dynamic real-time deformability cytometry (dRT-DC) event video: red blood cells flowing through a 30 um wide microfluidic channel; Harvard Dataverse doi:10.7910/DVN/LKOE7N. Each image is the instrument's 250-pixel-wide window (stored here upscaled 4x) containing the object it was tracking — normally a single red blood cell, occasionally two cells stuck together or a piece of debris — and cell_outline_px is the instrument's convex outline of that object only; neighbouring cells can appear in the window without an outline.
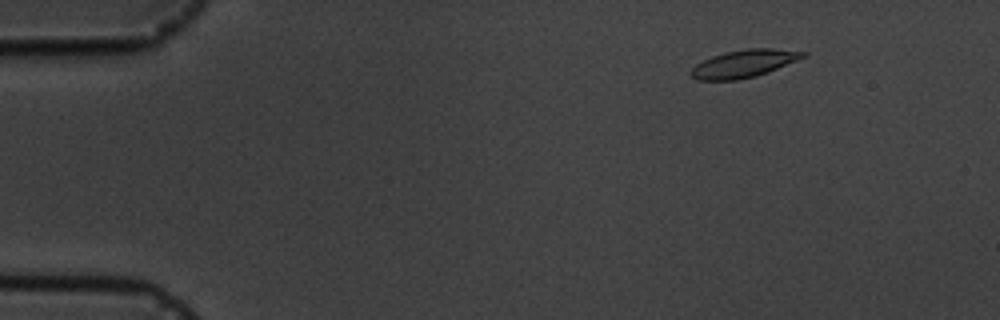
{"species": "common noctule bat (a hibernating species)", "species_latin": "Nyctalus noctula", "temperature_condition": "cold", "stored_images_in_passage": 5, "camera_frame_rate_fps": 3000, "um_per_image_px": 0.085, "animal": {"sex": "male", "body_mass_g": 19.5, "forearm_length_mm": 54.6}, "frame": {"image": 1, "passage_image": 3, "time_ms": 2.333, "image_size_px": [1000, 320], "cell_outline_px": [[808, 56], [756, 76], [736, 80], [696, 80], [688, 72], [696, 64], [712, 56], [724, 52], [748, 48], [772, 48], [808, 52]], "centroid_in_image_um": [63.23, 5.4], "position_along_channel_um": 21.8, "area_um2": 18.03}}